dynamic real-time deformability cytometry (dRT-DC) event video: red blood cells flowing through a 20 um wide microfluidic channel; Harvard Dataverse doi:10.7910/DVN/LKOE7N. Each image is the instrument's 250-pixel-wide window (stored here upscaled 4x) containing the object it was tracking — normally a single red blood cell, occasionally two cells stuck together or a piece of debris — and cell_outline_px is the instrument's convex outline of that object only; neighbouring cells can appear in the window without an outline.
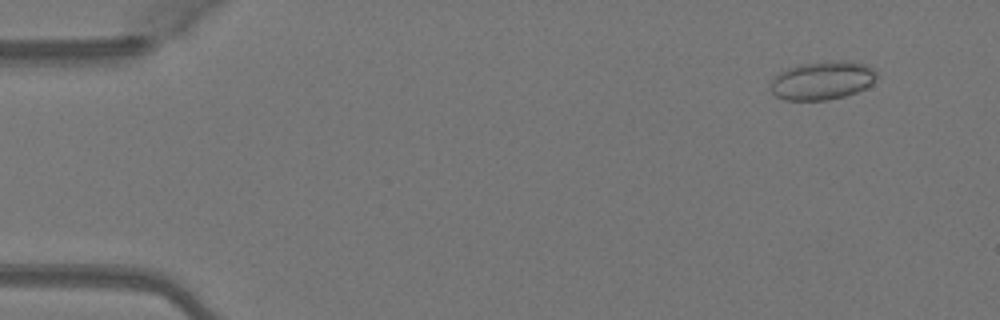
{"species": "Egyptian fruit bat (a non-hibernating species)", "species_latin": "Rousettus aegyptiacus", "temperature_condition": "warm", "stored_images_in_passage": 51, "camera_frame_rate_fps": 3000, "um_per_image_px": 0.085, "animal": {"sex": "female"}, "frame": {"image": 1, "passage_image": 5, "time_ms": 1.333, "image_size_px": [1000, 320], "cell_outline_px": [[876, 80], [872, 84], [856, 92], [844, 96], [828, 100], [784, 100], [776, 96], [768, 88], [772, 80], [780, 72], [788, 68], [800, 64], [824, 60], [848, 60], [864, 64], [872, 68], [876, 72]], "centroid_in_image_um": [69.89, 6.83], "position_along_channel_um": 15.1, "area_um2": 24.04}}
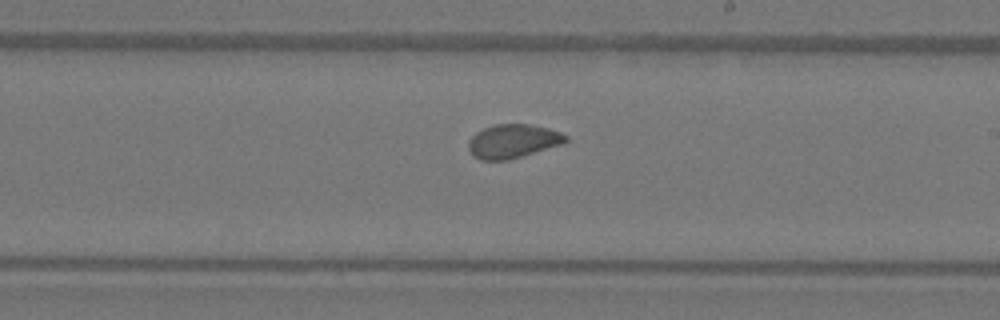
{"frame": {"image": 2, "passage_image": 30, "time_ms": 9.667, "image_size_px": [1000, 320], "cell_outline_px": [[568, 140], [564, 144], [508, 160], [480, 160], [472, 156], [468, 148], [468, 140], [476, 132], [484, 128], [496, 124], [528, 124], [548, 128], [560, 132], [568, 136]], "centroid_in_image_um": [43.59, 12.01], "position_along_channel_um": 245.4, "area_um2": 19.31}}
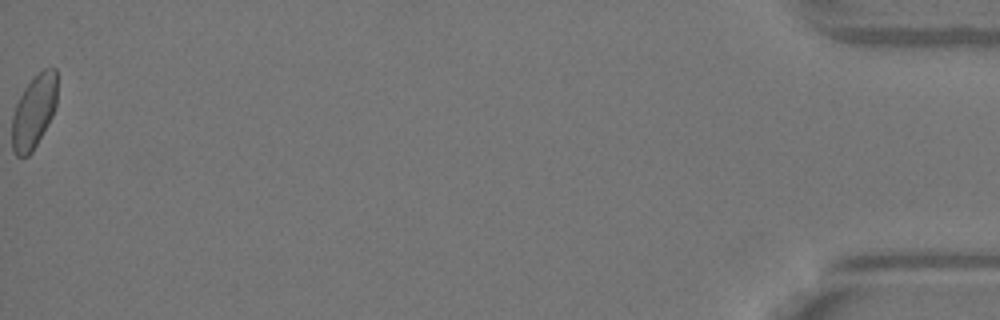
{"frame": {"image": 3, "passage_image": 51, "time_ms": 16.667, "image_size_px": [1000, 320], "cell_outline_px": [[56, 104], [52, 116], [48, 124], [32, 152], [28, 156], [16, 156], [12, 148], [12, 116], [16, 104], [24, 88], [44, 68], [56, 68]], "centroid_in_image_um": [2.87, 9.51], "position_along_channel_um": 432.3, "area_um2": 19.07}, "authors_computed_cell_mechanics": {"area_um2": 19.7676, "velocity_mm_per_s": 4.0875, "shape_relaxation_time_tau1_ms": 7.3806, "shape_relaxation_time_tau2_ms": 1.2269, "deformation_change_tau1": 0.1625, "deformation_change_tau2": 0.0576}}